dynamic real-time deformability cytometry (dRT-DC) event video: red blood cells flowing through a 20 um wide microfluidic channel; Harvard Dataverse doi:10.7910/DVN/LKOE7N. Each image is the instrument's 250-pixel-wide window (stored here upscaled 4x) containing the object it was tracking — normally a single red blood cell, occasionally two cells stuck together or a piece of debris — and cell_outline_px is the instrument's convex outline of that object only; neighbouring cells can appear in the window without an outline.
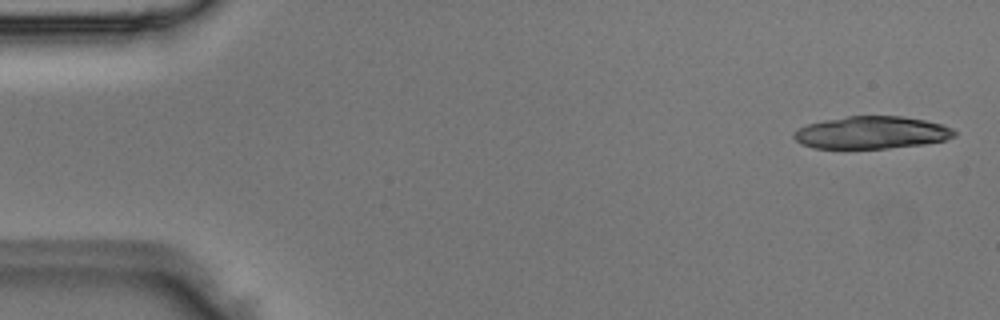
{"species": "Egyptian fruit bat (a non-hibernating species)", "species_latin": "Rousettus aegyptiacus", "temperature_condition": "room temperature", "stored_images_in_passage": 6, "camera_frame_rate_fps": 3000, "um_per_image_px": 0.085, "animal": {"sex": "male"}, "frame": {"image": 1, "passage_image": 1, "time_ms": 0.0, "image_size_px": [1000, 320], "cell_outline_px": [[956, 136], [944, 140], [924, 144], [888, 148], [812, 148], [800, 144], [792, 136], [792, 132], [796, 128], [808, 124], [824, 120], [848, 116], [904, 116], [944, 124], [952, 128], [956, 132]], "centroid_in_image_um": [74.07, 11.27], "position_along_channel_um": 10.9, "area_um2": 30.58}}
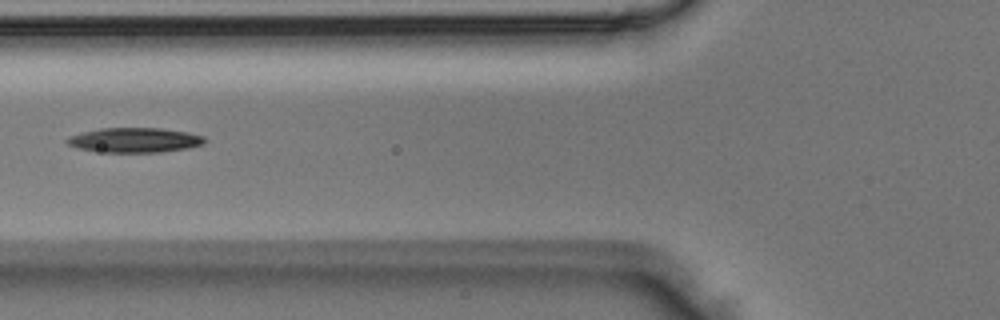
{"frame": {"image": 2, "passage_image": 6, "time_ms": 1.667, "image_size_px": [1000, 320], "cell_outline_px": [[208, 140], [204, 144], [188, 148], [160, 152], [104, 152], [76, 148], [68, 144], [64, 140], [68, 136], [100, 128], [160, 128], [188, 132], [204, 136]], "centroid_in_image_um": [11.46, 11.91], "position_along_channel_um": 114.3, "area_um2": 19.94}}